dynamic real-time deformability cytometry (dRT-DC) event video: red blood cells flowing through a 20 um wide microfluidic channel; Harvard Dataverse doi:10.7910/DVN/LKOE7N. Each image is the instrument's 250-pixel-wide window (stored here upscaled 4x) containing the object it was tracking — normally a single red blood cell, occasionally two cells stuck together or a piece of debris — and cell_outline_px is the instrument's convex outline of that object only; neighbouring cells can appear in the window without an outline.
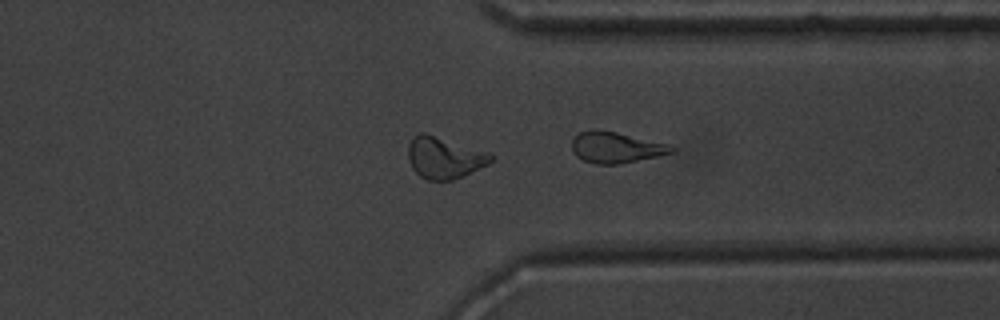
{"species": "common noctule bat (a hibernating species)", "species_latin": "Nyctalus noctula", "temperature_condition": "warm", "stored_images_in_passage": 40, "camera_frame_rate_fps": 3000, "um_per_image_px": 0.085, "animal": {"sex": "male", "body_mass_g": 20.1, "forearm_length_mm": 53.5}, "frame": {"image": 1, "passage_image": 40, "time_ms": 13.0, "image_size_px": [1000, 320], "cell_outline_px": [[676, 148], [672, 152], [656, 156], [620, 164], [596, 164], [584, 160], [576, 156], [572, 152], [572, 140], [580, 132], [616, 132], [668, 144]], "centroid_in_image_um": [52.36, 12.57], "position_along_channel_um": 359.0, "area_um2": 17.34}}